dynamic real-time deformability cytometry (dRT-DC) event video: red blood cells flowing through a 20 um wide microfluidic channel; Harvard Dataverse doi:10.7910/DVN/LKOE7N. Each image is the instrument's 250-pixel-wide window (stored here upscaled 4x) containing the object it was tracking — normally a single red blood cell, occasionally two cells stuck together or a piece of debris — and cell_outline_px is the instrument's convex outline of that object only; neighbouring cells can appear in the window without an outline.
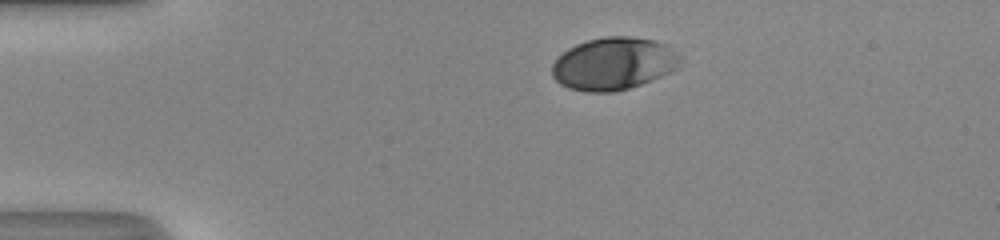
{"species": "human", "species_latin": "Homo sapiens", "temperature_condition": "room temperature", "stored_images_in_passage": 32, "camera_frame_rate_fps": 3000, "um_per_image_px": 0.085, "donor": {"sex": "male"}, "frame": {"image": 1, "passage_image": 1, "time_ms": 0.0, "image_size_px": [1000, 240], "cell_outline_px": [[680, 60], [676, 68], [652, 80], [628, 88], [612, 92], [584, 92], [568, 88], [560, 84], [552, 76], [552, 64], [556, 56], [568, 48], [576, 44], [588, 40], [604, 36], [632, 36], [656, 40], [668, 44], [680, 56]], "centroid_in_image_um": [52.12, 5.4], "position_along_channel_um": 32.9, "area_um2": 39.48}}
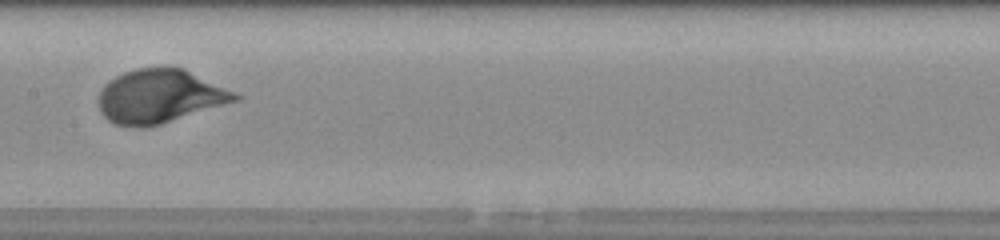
{"frame": {"image": 2, "passage_image": 17, "time_ms": 5.333, "image_size_px": [1000, 240], "cell_outline_px": [[244, 96], [240, 100], [148, 128], [132, 128], [116, 124], [108, 120], [100, 112], [96, 104], [96, 100], [100, 88], [108, 80], [124, 72], [136, 68], [184, 68]], "centroid_in_image_um": [13.54, 8.21], "position_along_channel_um": 193.9, "area_um2": 43.29}}
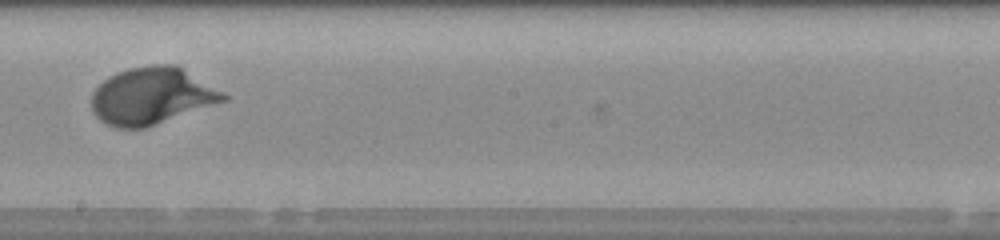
{"frame": {"image": 3, "passage_image": 20, "time_ms": 6.333, "image_size_px": [1000, 240], "cell_outline_px": [[228, 100], [148, 128], [116, 128], [100, 120], [92, 112], [92, 92], [108, 76], [116, 72], [128, 68], [156, 64], [176, 64], [224, 92], [228, 96]], "centroid_in_image_um": [12.91, 8.16], "position_along_channel_um": 235.3, "area_um2": 44.1}, "authors_computed_cell_mechanics": {"area_um2": 41.2403, "velocity_mm_per_s": 4.1709, "shape_relaxation_time_tau1_ms": 2.2615, "shape_relaxation_time_tau2_ms": null, "deformation_change_tau1": 0.1521, "deformation_change_tau2": null}}